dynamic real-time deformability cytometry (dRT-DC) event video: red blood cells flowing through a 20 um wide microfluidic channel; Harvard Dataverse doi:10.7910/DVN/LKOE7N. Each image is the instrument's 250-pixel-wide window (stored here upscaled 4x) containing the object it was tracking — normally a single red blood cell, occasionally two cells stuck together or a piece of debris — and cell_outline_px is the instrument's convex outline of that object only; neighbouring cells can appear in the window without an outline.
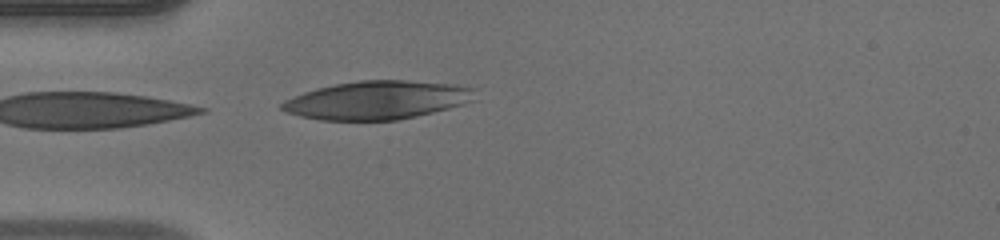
{"species": "human", "species_latin": "Homo sapiens", "temperature_condition": "warm", "stored_images_in_passage": 4, "camera_frame_rate_fps": 3000, "um_per_image_px": 0.085, "donor": {"sex": "male"}, "frame": {"image": 1, "passage_image": 4, "time_ms": 1.0, "image_size_px": [1000, 240], "cell_outline_px": [[476, 88], [472, 100], [464, 104], [416, 116], [396, 120], [320, 120], [300, 116], [288, 112], [280, 108], [280, 104], [284, 100], [304, 92], [316, 88], [336, 84], [360, 80], [404, 80], [452, 84]], "centroid_in_image_um": [32.04, 8.51], "position_along_channel_um": 53.0, "area_um2": 42.95}}